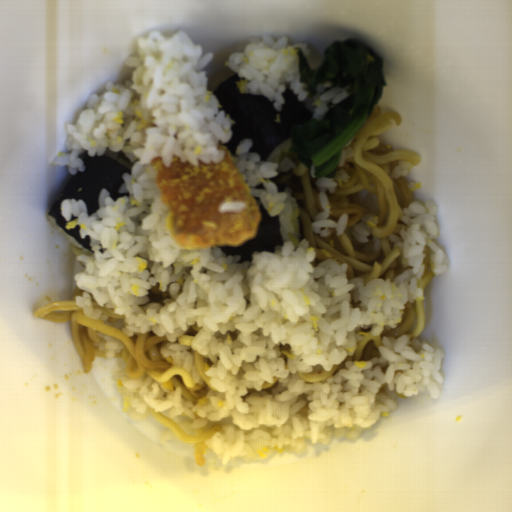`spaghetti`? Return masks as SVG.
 I'll use <instances>...</instances> for the list:
<instances>
[{
  "label": "spaghetti",
  "mask_w": 512,
  "mask_h": 512,
  "mask_svg": "<svg viewBox=\"0 0 512 512\" xmlns=\"http://www.w3.org/2000/svg\"><path fill=\"white\" fill-rule=\"evenodd\" d=\"M400 114L375 106L371 115L351 141L342 149L331 173L324 176L336 183L334 193L326 190L328 218L334 222L347 213V224L356 225L363 216L376 214L379 224L366 242L330 228L328 235L312 230L322 206L313 161L300 153L296 137L277 146L265 162L277 164L271 181L277 193L292 196L298 206L299 241L314 247L313 264L332 259L347 266L346 278L369 283L377 279L394 281L405 273L407 262L389 236L402 219L403 211L415 203L418 186L408 173L421 163L410 151L393 150L382 144L381 136L401 123Z\"/></svg>",
  "instance_id": "1"
},
{
  "label": "spaghetti",
  "mask_w": 512,
  "mask_h": 512,
  "mask_svg": "<svg viewBox=\"0 0 512 512\" xmlns=\"http://www.w3.org/2000/svg\"><path fill=\"white\" fill-rule=\"evenodd\" d=\"M34 316L50 322L71 323L74 347L83 372L89 373L94 359L104 356V352L97 349V331H102L121 341L120 350L115 355L116 359H123L129 378L150 375L168 388H182L184 398L191 403L201 401L215 390L210 385V377L205 375V363L197 351L194 362L203 384L195 382L172 357L162 356L160 350L165 345V337H159L153 332L127 334L123 329V318L96 319L86 316L77 298L48 302L35 310Z\"/></svg>",
  "instance_id": "2"
},
{
  "label": "spaghetti",
  "mask_w": 512,
  "mask_h": 512,
  "mask_svg": "<svg viewBox=\"0 0 512 512\" xmlns=\"http://www.w3.org/2000/svg\"><path fill=\"white\" fill-rule=\"evenodd\" d=\"M424 326L425 312L422 299L409 302L405 304L402 317L396 328L383 330L379 335H371L369 329L363 328L359 330L358 340L352 355L330 370L322 369L319 373L299 372L297 376L306 383L323 381L341 371L347 361H364L376 357L384 337L393 336L396 338L409 336L415 339L423 332Z\"/></svg>",
  "instance_id": "3"
},
{
  "label": "spaghetti",
  "mask_w": 512,
  "mask_h": 512,
  "mask_svg": "<svg viewBox=\"0 0 512 512\" xmlns=\"http://www.w3.org/2000/svg\"><path fill=\"white\" fill-rule=\"evenodd\" d=\"M150 415L165 428L173 431L181 442L192 444L194 460L197 465H204L205 455L212 450L205 442L208 437L214 436L218 430V426L210 429H199L196 433H187L178 423L168 416L150 410Z\"/></svg>",
  "instance_id": "4"
},
{
  "label": "spaghetti",
  "mask_w": 512,
  "mask_h": 512,
  "mask_svg": "<svg viewBox=\"0 0 512 512\" xmlns=\"http://www.w3.org/2000/svg\"><path fill=\"white\" fill-rule=\"evenodd\" d=\"M423 262L425 264V275L419 281L418 288H422L423 290L430 284V282L434 279L437 273L433 272L432 268V252L430 246H425L424 248V258Z\"/></svg>",
  "instance_id": "5"
}]
</instances>
